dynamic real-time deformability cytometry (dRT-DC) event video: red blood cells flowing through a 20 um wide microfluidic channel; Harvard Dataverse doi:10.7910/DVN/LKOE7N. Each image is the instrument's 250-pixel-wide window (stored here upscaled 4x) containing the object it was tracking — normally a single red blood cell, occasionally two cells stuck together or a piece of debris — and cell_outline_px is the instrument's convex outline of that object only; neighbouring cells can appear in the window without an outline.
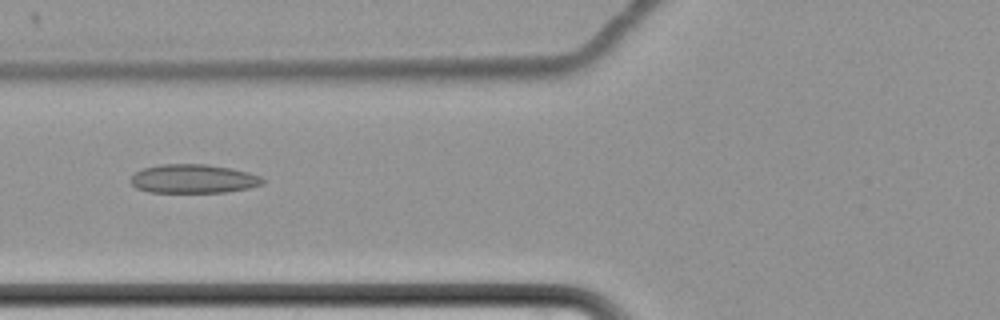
{"species": "common noctule bat (a hibernating species)", "species_latin": "Nyctalus noctula", "temperature_condition": "cold", "stored_images_in_passage": 43, "camera_frame_rate_fps": 3000, "um_per_image_px": 0.085, "animal": {"sex": "female", "body_mass_g": 22.7, "forearm_length_mm": 54.2}, "frame": {"image": 1, "passage_image": 7, "time_ms": 2.0, "image_size_px": [1000, 320], "cell_outline_px": [[264, 184], [248, 188], [224, 192], [148, 192], [136, 188], [128, 180], [136, 172], [144, 168], [160, 164], [208, 164], [232, 168], [248, 172], [260, 176], [264, 180]], "centroid_in_image_um": [16.43, 15.19], "position_along_channel_um": 109.4, "area_um2": 22.25}}
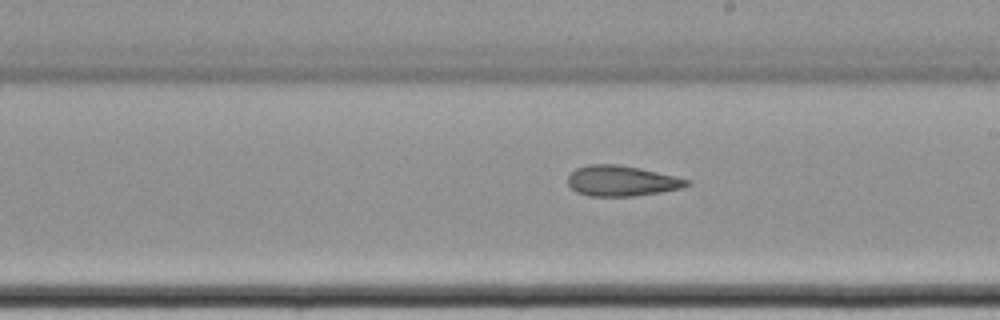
{"frame": {"image": 2, "passage_image": 18, "time_ms": 5.667, "image_size_px": [1000, 320], "cell_outline_px": [[692, 184], [680, 188], [660, 192], [636, 196], [588, 196], [576, 192], [568, 184], [568, 176], [576, 168], [588, 164], [616, 164], [640, 168], [676, 176], [692, 180]], "centroid_in_image_um": [52.86, 15.37], "position_along_channel_um": 236.1, "area_um2": 21.27}}
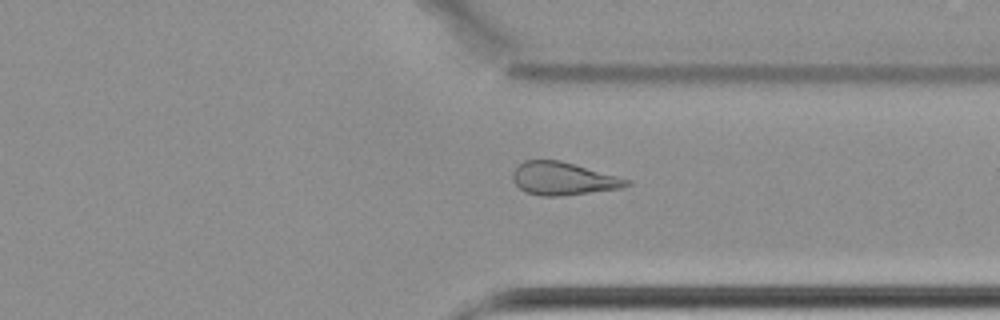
{"frame": {"image": 3, "passage_image": 29, "time_ms": 9.333, "image_size_px": [1000, 320], "cell_outline_px": [[632, 184], [624, 188], [560, 196], [540, 196], [524, 192], [512, 180], [512, 172], [524, 160], [560, 160], [632, 180]], "centroid_in_image_um": [47.89, 15.19], "position_along_channel_um": 363.5, "area_um2": 21.96}, "authors_computed_cell_mechanics": {"area_um2": 22.0796, "velocity_mm_per_s": 3.4568, "shape_relaxation_time_tau1_ms": null, "shape_relaxation_time_tau2_ms": 5.3886, "deformation_change_tau1": null, "deformation_change_tau2": 0.1293}}